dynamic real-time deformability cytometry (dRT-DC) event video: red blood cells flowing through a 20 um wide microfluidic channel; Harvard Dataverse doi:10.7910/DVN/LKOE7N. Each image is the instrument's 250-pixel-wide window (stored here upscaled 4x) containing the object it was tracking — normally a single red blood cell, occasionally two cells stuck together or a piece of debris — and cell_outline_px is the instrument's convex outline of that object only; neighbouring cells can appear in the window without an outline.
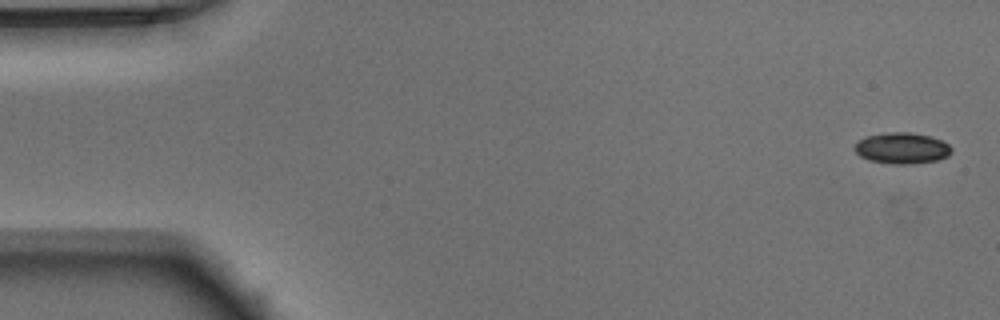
{"species": "Egyptian fruit bat (a non-hibernating species)", "species_latin": "Rousettus aegyptiacus", "temperature_condition": "warm", "stored_images_in_passage": 50, "camera_frame_rate_fps": 3000, "um_per_image_px": 0.085, "animal": {"sex": "male"}, "frame": {"image": 1, "passage_image": 1, "time_ms": 0.0, "image_size_px": [1000, 320], "cell_outline_px": [[952, 152], [948, 156], [936, 160], [908, 164], [896, 164], [868, 160], [860, 156], [852, 148], [860, 140], [868, 136], [888, 132], [912, 132], [932, 136], [948, 144], [952, 148]], "centroid_in_image_um": [76.68, 12.59], "position_along_channel_um": 8.3, "area_um2": 17.51}}
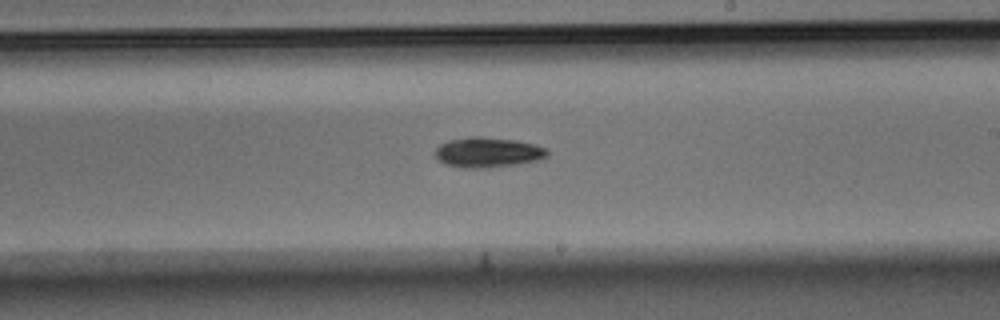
{"frame": {"image": 2, "passage_image": 29, "time_ms": 9.333, "image_size_px": [1000, 320], "cell_outline_px": [[548, 156], [536, 160], [516, 164], [484, 168], [460, 168], [444, 164], [436, 156], [436, 148], [440, 144], [448, 140], [472, 136], [480, 136], [516, 140], [536, 144], [548, 148]], "centroid_in_image_um": [41.47, 12.94], "position_along_channel_um": 247.5, "area_um2": 19.77}}
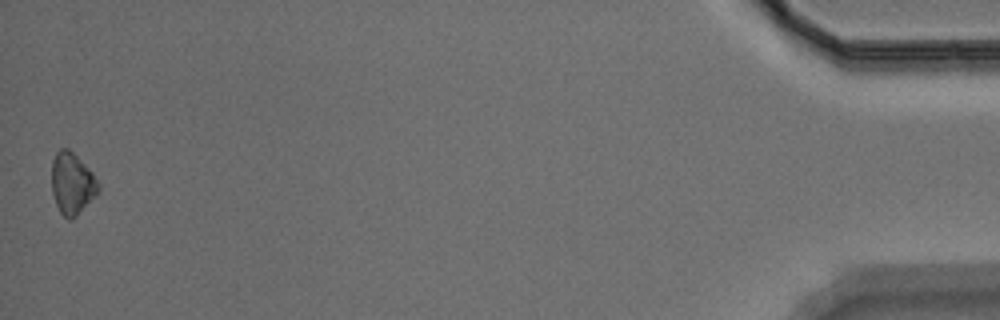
{"frame": {"image": 3, "passage_image": 50, "time_ms": 16.333, "image_size_px": [1000, 320], "cell_outline_px": [[100, 188], [76, 216], [72, 220], [68, 220], [60, 212], [56, 204], [52, 192], [52, 160], [56, 152], [60, 148], [68, 148], [92, 172], [100, 184]], "centroid_in_image_um": [6.1, 15.58], "position_along_channel_um": 429.1, "area_um2": 16.47}, "authors_computed_cell_mechanics": {"area_um2": 17.8024, "velocity_mm_per_s": 3.9498, "shape_relaxation_time_tau1_ms": 2.0072, "shape_relaxation_time_tau2_ms": null, "deformation_change_tau1": 0.1101, "deformation_change_tau2": null}}